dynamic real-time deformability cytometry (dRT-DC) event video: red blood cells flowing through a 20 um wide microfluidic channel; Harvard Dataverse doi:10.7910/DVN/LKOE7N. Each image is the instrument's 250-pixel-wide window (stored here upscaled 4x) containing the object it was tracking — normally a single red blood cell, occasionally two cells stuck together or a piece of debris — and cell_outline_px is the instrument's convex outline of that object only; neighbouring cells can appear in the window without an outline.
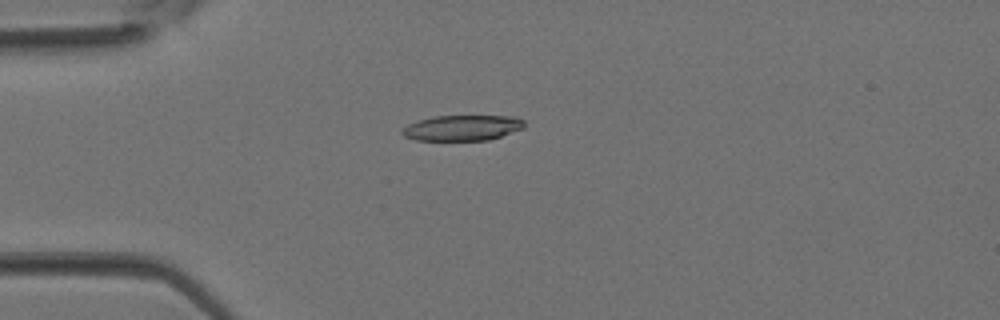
{"species": "Egyptian fruit bat (a non-hibernating species)", "species_latin": "Rousettus aegyptiacus", "temperature_condition": "room temperature", "stored_images_in_passage": 38, "camera_frame_rate_fps": 3000, "um_per_image_px": 0.085, "animal": {"sex": "female"}, "frame": {"image": 1, "passage_image": 10, "time_ms": 3.0, "image_size_px": [1000, 320], "cell_outline_px": [[524, 128], [488, 140], [416, 140], [404, 136], [400, 132], [408, 124], [432, 116], [516, 116], [524, 120]], "centroid_in_image_um": [39.3, 10.86], "position_along_channel_um": 45.7, "area_um2": 18.09}}
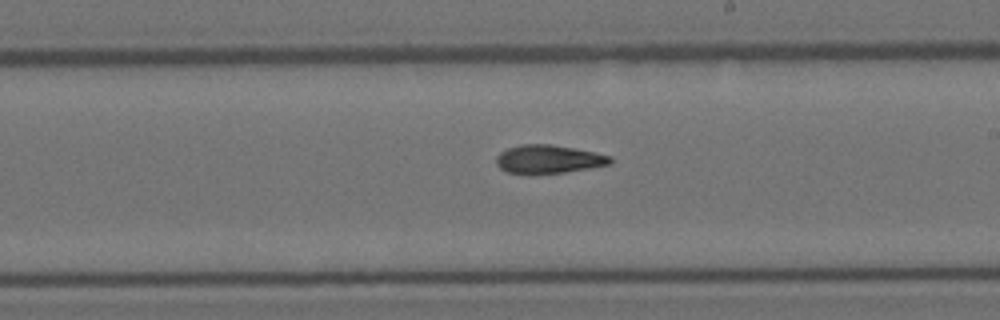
{"frame": {"image": 2, "passage_image": 22, "time_ms": 7.0, "image_size_px": [1000, 320], "cell_outline_px": [[612, 164], [564, 172], [508, 172], [500, 168], [496, 164], [496, 156], [500, 152], [508, 148], [520, 144], [552, 144], [612, 156]], "centroid_in_image_um": [46.63, 13.5], "position_along_channel_um": 242.4, "area_um2": 18.38}}
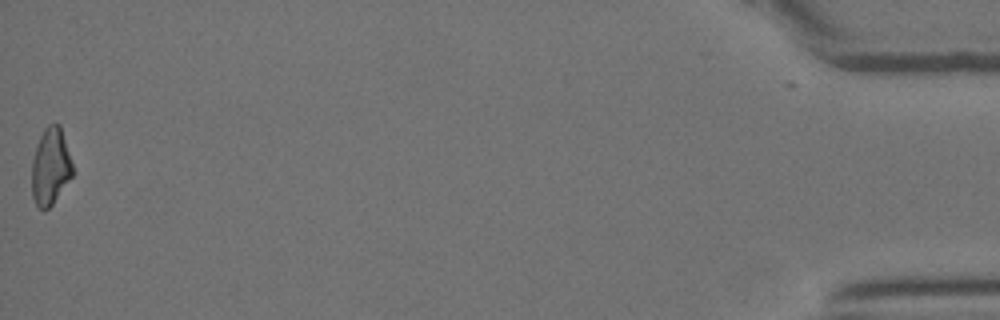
{"frame": {"image": 3, "passage_image": 38, "time_ms": 12.333, "image_size_px": [1000, 320], "cell_outline_px": [[72, 176], [52, 204], [48, 208], [40, 208], [36, 204], [32, 196], [32, 160], [40, 136], [44, 128], [48, 124], [60, 124], [72, 164]], "centroid_in_image_um": [4.28, 14.14], "position_along_channel_um": 430.9, "area_um2": 17.92}}